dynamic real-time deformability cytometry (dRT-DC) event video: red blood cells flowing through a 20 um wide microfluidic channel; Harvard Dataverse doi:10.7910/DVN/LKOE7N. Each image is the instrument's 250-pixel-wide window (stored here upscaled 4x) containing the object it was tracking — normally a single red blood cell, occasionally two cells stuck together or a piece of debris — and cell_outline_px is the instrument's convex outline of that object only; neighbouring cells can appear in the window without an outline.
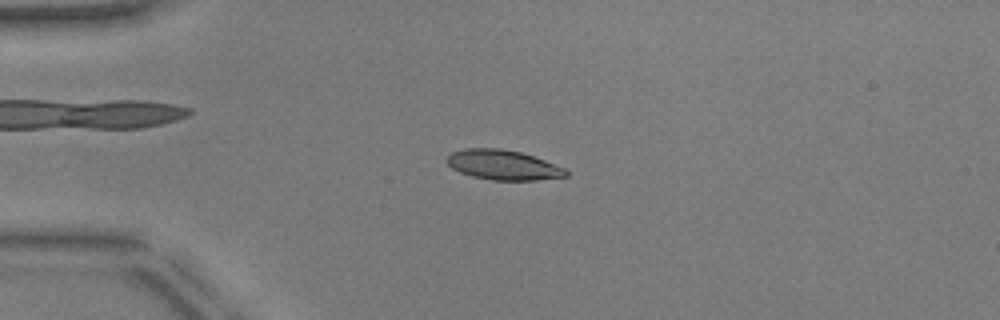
{"species": "common noctule bat (a hibernating species)", "species_latin": "Nyctalus noctula", "temperature_condition": "warm", "stored_images_in_passage": 47, "camera_frame_rate_fps": 3000, "um_per_image_px": 0.085, "animal": {"sex": "male", "body_mass_g": 17.9, "forearm_length_mm": 54.2}, "frame": {"image": 1, "passage_image": 9, "time_ms": 2.667, "image_size_px": [1000, 320], "cell_outline_px": [[568, 176], [536, 180], [492, 180], [472, 176], [460, 172], [452, 168], [444, 160], [452, 152], [464, 148], [500, 148], [520, 152], [544, 160], [564, 168], [568, 172]], "centroid_in_image_um": [42.73, 14.02], "position_along_channel_um": 42.3, "area_um2": 20.63}}
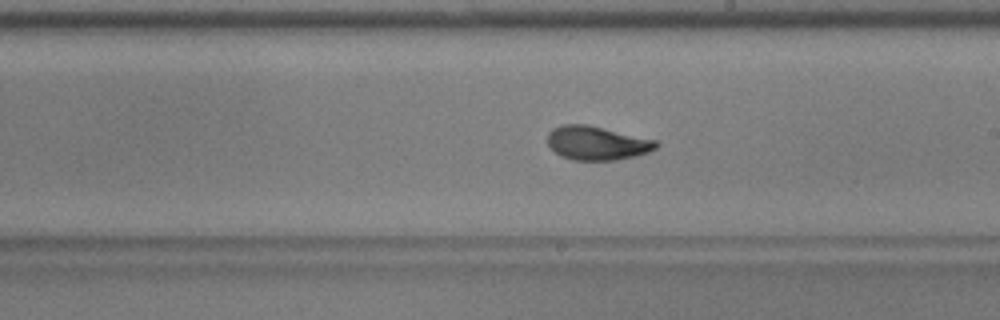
{"frame": {"image": 2, "passage_image": 26, "time_ms": 8.333, "image_size_px": [1000, 320], "cell_outline_px": [[660, 144], [656, 148], [648, 152], [636, 156], [616, 160], [576, 160], [560, 156], [548, 144], [548, 132], [552, 128], [564, 124], [588, 124], [656, 140]], "centroid_in_image_um": [50.75, 12.15], "position_along_channel_um": 238.3, "area_um2": 21.44}}
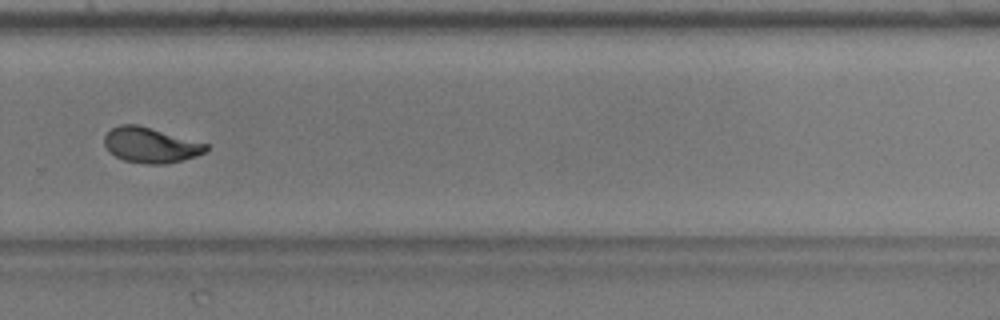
{"frame": {"image": 3, "passage_image": 32, "time_ms": 10.333, "image_size_px": [1000, 320], "cell_outline_px": [[208, 148], [204, 152], [196, 156], [164, 164], [144, 164], [124, 160], [108, 152], [104, 144], [104, 136], [112, 128], [120, 124], [136, 124], [208, 144]], "centroid_in_image_um": [12.76, 12.34], "position_along_channel_um": 317.0, "area_um2": 20.69}, "authors_computed_cell_mechanics": {"area_um2": 21.3282, "velocity_mm_per_s": 3.9487, "shape_relaxation_time_tau1_ms": 3.1435, "shape_relaxation_time_tau2_ms": 1.3284, "deformation_change_tau1": 0.1611, "deformation_change_tau2": 0.0524}}